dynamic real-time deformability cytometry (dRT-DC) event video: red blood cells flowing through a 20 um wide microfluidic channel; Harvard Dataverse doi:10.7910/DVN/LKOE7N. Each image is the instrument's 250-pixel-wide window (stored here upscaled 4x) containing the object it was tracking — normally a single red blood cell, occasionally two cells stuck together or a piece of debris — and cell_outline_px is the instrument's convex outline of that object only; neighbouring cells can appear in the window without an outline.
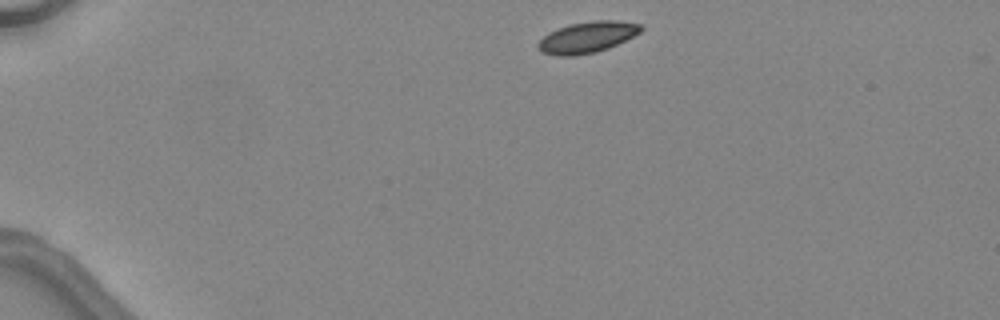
{"species": "common noctule bat (a hibernating species)", "species_latin": "Nyctalus noctula", "temperature_condition": "warm", "stored_images_in_passage": 3, "camera_frame_rate_fps": 3000, "um_per_image_px": 0.085, "animal": {"sex": "female", "body_mass_g": 24.6, "forearm_length_mm": 56.2}, "frame": {"image": 1, "passage_image": 1, "time_ms": 0.0, "image_size_px": [1000, 320], "cell_outline_px": [[644, 28], [640, 32], [608, 48], [596, 52], [572, 56], [556, 56], [540, 52], [536, 44], [548, 32], [572, 24], [592, 20], [612, 20], [640, 24]], "centroid_in_image_um": [49.87, 3.17], "position_along_channel_um": 35.1, "area_um2": 18.5}}
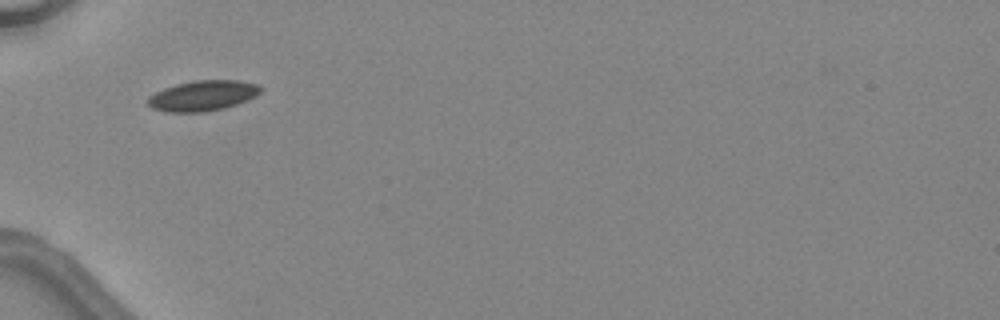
{"frame": {"image": 2, "passage_image": 3, "time_ms": 2.333, "image_size_px": [1000, 320], "cell_outline_px": [[264, 88], [256, 96], [236, 104], [224, 108], [204, 112], [164, 112], [152, 108], [148, 104], [148, 96], [164, 88], [176, 84], [196, 80], [236, 80], [260, 84]], "centroid_in_image_um": [17.25, 8.13], "position_along_channel_um": 67.7, "area_um2": 20.06}}